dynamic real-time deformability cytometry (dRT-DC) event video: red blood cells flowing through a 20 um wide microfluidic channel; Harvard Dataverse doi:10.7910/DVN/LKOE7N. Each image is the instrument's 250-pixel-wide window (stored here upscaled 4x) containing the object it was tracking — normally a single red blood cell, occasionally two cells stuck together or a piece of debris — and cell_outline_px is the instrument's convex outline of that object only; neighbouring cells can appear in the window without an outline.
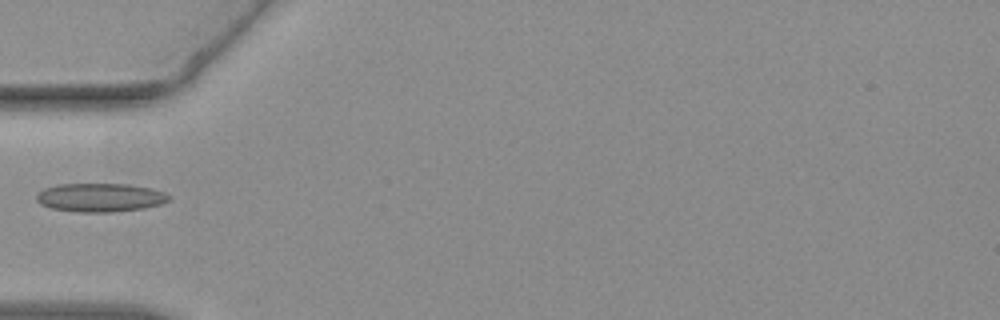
{"species": "common noctule bat (a hibernating species)", "species_latin": "Nyctalus noctula", "temperature_condition": "warm", "stored_images_in_passage": 37, "camera_frame_rate_fps": 3000, "um_per_image_px": 0.085, "animal": {"sex": "female", "body_mass_g": 19.3, "forearm_length_mm": 54.1}, "frame": {"image": 1, "passage_image": 1, "time_ms": 0.0, "image_size_px": [1000, 320], "cell_outline_px": [[172, 196], [168, 200], [160, 204], [144, 208], [112, 212], [80, 212], [52, 208], [40, 204], [36, 200], [36, 192], [44, 188], [60, 184], [128, 184], [152, 188], [164, 192]], "centroid_in_image_um": [8.51, 16.78], "position_along_channel_um": 76.5, "area_um2": 22.14}}
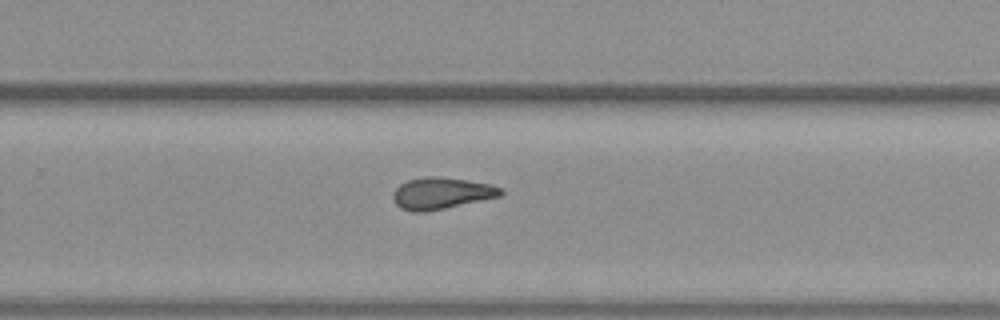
{"frame": {"image": 2, "passage_image": 18, "time_ms": 5.667, "image_size_px": [1000, 320], "cell_outline_px": [[504, 192], [500, 196], [428, 212], [412, 212], [400, 208], [392, 200], [392, 192], [400, 184], [408, 180], [424, 176], [436, 176], [464, 180], [488, 184], [500, 188]], "centroid_in_image_um": [37.44, 16.44], "position_along_channel_um": 292.4, "area_um2": 19.83}}
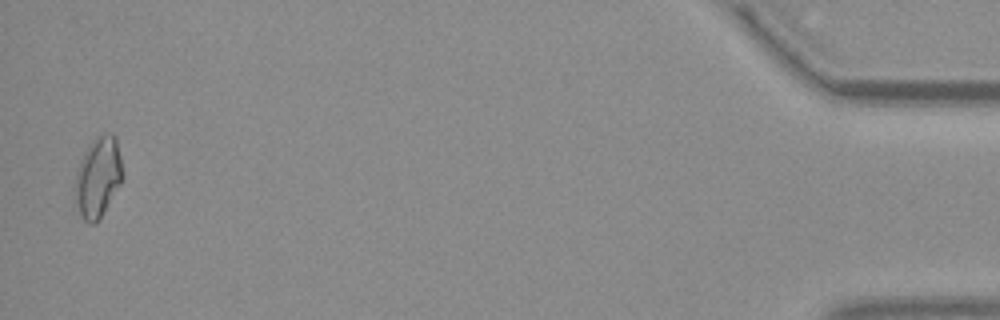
{"frame": {"image": 3, "passage_image": 36, "time_ms": 11.667, "image_size_px": [1000, 320], "cell_outline_px": [[124, 176], [120, 184], [100, 220], [92, 224], [88, 224], [84, 220], [80, 212], [72, 188], [76, 172], [80, 160], [84, 152], [96, 136], [108, 132], [112, 132], [116, 136]], "centroid_in_image_um": [8.33, 15.05], "position_along_channel_um": 426.9, "area_um2": 22.6}}